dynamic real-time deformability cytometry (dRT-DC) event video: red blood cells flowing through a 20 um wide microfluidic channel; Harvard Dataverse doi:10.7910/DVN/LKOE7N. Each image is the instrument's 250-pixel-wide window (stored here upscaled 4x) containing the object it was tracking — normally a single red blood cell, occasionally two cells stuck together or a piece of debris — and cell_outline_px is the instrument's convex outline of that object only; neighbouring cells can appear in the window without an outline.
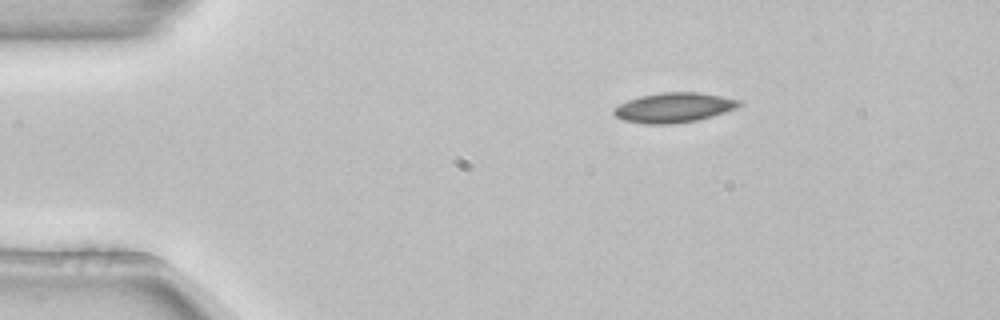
{"species": "common noctule bat (a hibernating species)", "species_latin": "Nyctalus noctula", "temperature_condition": "room temperature", "stored_images_in_passage": 45, "camera_frame_rate_fps": 3000, "um_per_image_px": 0.085, "animal": {"sex": "female", "body_mass_g": 22.7, "forearm_length_mm": 54.2}, "frame": {"image": 1, "passage_image": 1, "time_ms": 0.0, "image_size_px": [1000, 320], "cell_outline_px": [[744, 104], [736, 108], [712, 116], [696, 120], [672, 124], [644, 124], [624, 120], [616, 116], [612, 112], [612, 108], [628, 100], [640, 96], [660, 92], [700, 92], [740, 100]], "centroid_in_image_um": [57.26, 9.14], "position_along_channel_um": 27.7, "area_um2": 21.79}}
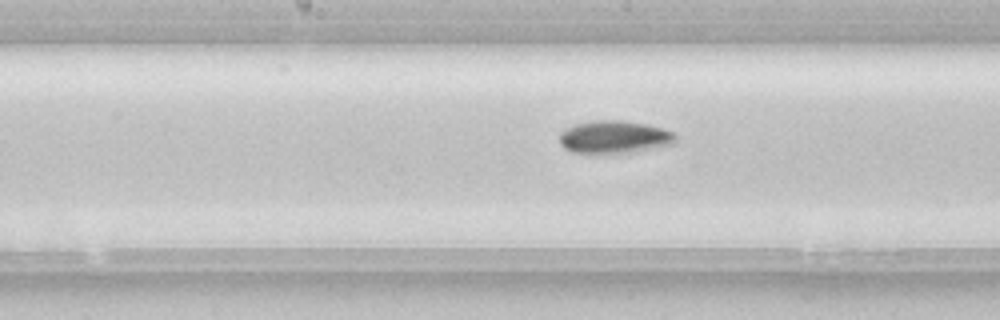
{"frame": {"image": 2, "passage_image": 19, "time_ms": 6.0, "image_size_px": [1000, 320], "cell_outline_px": [[676, 140], [672, 144], [636, 152], [572, 152], [564, 148], [560, 144], [560, 132], [564, 128], [576, 124], [596, 120], [620, 120], [644, 124], [660, 128], [672, 132], [676, 136]], "centroid_in_image_um": [52.19, 11.64], "position_along_channel_um": 196.0, "area_um2": 21.79}}
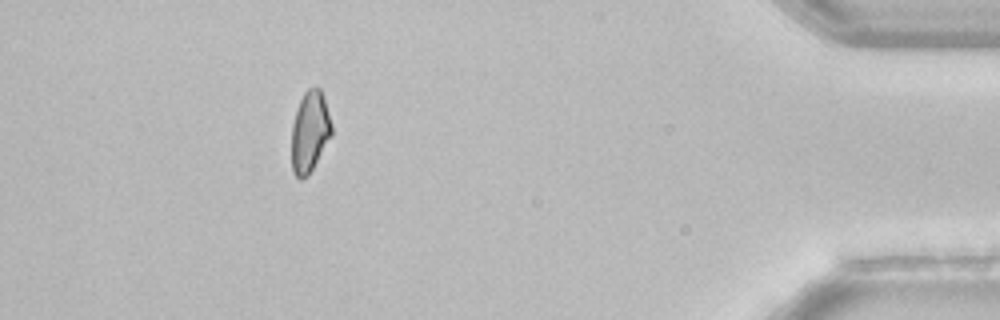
{"frame": {"image": 3, "passage_image": 40, "time_ms": 13.0, "image_size_px": [1000, 320], "cell_outline_px": [[332, 136], [308, 176], [300, 180], [292, 172], [292, 124], [296, 108], [304, 92], [308, 88], [316, 84], [320, 88], [324, 96], [332, 124]], "centroid_in_image_um": [26.34, 11.17], "position_along_channel_um": 408.9, "area_um2": 19.31}, "authors_computed_cell_mechanics": {"area_um2": 20.9236, "velocity_mm_per_s": 3.8499, "shape_relaxation_time_tau1_ms": 3.6759, "shape_relaxation_time_tau2_ms": null, "deformation_change_tau1": 0.0845, "deformation_change_tau2": null}}